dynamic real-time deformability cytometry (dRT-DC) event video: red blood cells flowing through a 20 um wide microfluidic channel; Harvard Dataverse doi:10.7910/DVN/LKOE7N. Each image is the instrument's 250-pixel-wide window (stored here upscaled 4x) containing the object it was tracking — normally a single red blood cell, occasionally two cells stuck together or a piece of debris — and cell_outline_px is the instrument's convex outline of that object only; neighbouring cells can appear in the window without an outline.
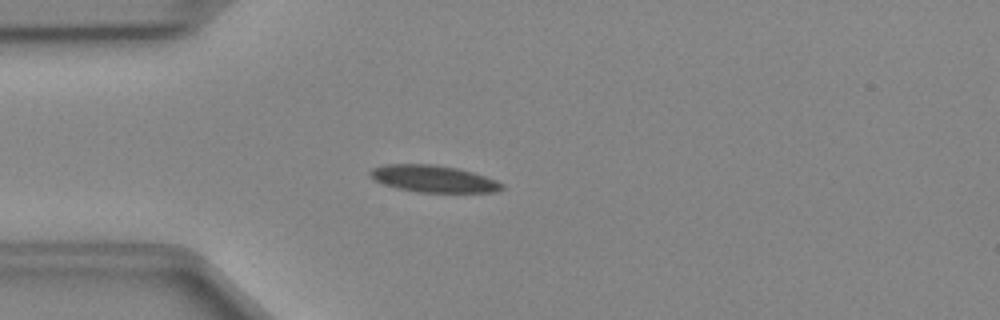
{"species": "Egyptian fruit bat (a non-hibernating species)", "species_latin": "Rousettus aegyptiacus", "temperature_condition": "cold", "stored_images_in_passage": 37, "camera_frame_rate_fps": 3000, "um_per_image_px": 0.085, "animal": {"sex": "female"}, "frame": {"image": 1, "passage_image": 2, "time_ms": 0.333, "image_size_px": [1000, 320], "cell_outline_px": [[504, 188], [496, 192], [416, 192], [396, 188], [384, 184], [368, 176], [368, 172], [372, 168], [384, 164], [432, 164], [456, 168], [472, 172], [496, 180], [504, 184]], "centroid_in_image_um": [36.81, 15.19], "position_along_channel_um": 48.2, "area_um2": 20.69}}
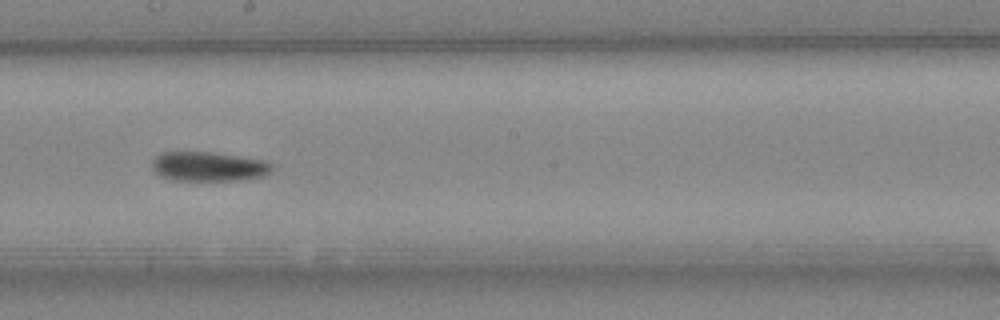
{"frame": {"image": 2, "passage_image": 16, "time_ms": 5.0, "image_size_px": [1000, 320], "cell_outline_px": [[272, 168], [264, 176], [240, 180], [172, 180], [160, 176], [152, 168], [152, 160], [160, 152], [216, 152], [264, 160], [272, 164]], "centroid_in_image_um": [17.71, 14.14], "position_along_channel_um": 230.5, "area_um2": 20.63}}
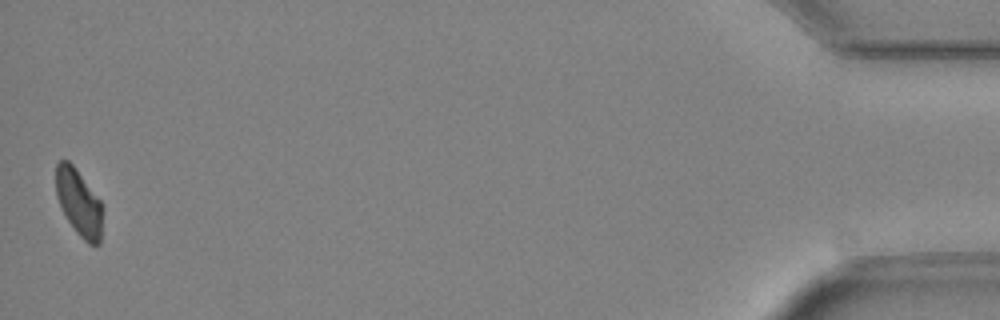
{"frame": {"image": 3, "passage_image": 37, "time_ms": 12.0, "image_size_px": [1000, 320], "cell_outline_px": [[104, 208], [100, 244], [88, 244], [76, 232], [68, 220], [56, 196], [56, 164], [60, 160], [68, 160], [72, 164], [100, 200]], "centroid_in_image_um": [6.73, 17.24], "position_along_channel_um": 428.5, "area_um2": 18.09}}